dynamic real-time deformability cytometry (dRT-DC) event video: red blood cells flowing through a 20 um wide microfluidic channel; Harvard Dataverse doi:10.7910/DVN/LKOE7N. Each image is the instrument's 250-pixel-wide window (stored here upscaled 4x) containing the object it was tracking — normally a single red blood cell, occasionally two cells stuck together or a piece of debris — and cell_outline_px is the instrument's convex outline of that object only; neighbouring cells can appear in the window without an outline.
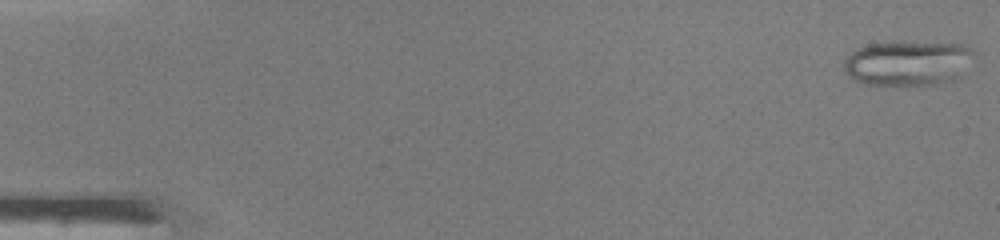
{"species": "common noctule bat (a hibernating species)", "species_latin": "Nyctalus noctula", "temperature_condition": "warm", "stored_images_in_passage": 26, "camera_frame_rate_fps": 3000, "um_per_image_px": 0.085, "animal": {"sex": "male", "body_mass_g": 19.0, "forearm_length_mm": 50.8}, "frame": {"image": 1, "passage_image": 1, "time_ms": 0.0, "image_size_px": [1000, 240], "cell_outline_px": [[976, 52], [960, 80], [940, 84], [868, 84], [856, 80], [848, 76], [844, 72], [844, 60], [856, 48], [868, 44], [960, 44], [972, 48]], "centroid_in_image_um": [77.22, 5.4], "position_along_channel_um": 7.8, "area_um2": 33.58}}
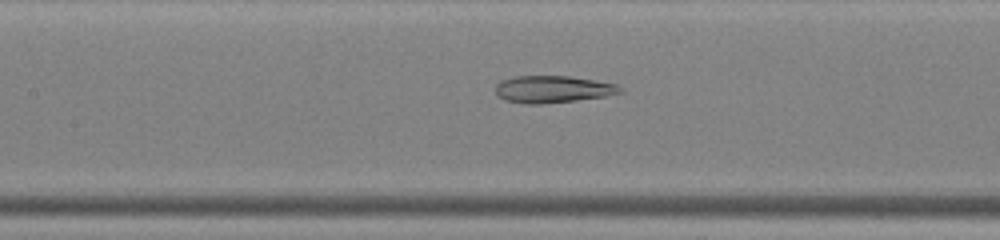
{"frame": {"image": 2, "passage_image": 22, "time_ms": 7.0, "image_size_px": [1000, 240], "cell_outline_px": [[624, 92], [604, 96], [576, 100], [544, 104], [524, 104], [504, 100], [496, 96], [496, 84], [500, 80], [516, 76], [568, 76], [596, 80], [616, 84]], "centroid_in_image_um": [46.93, 7.59], "position_along_channel_um": 160.5, "area_um2": 19.77}}
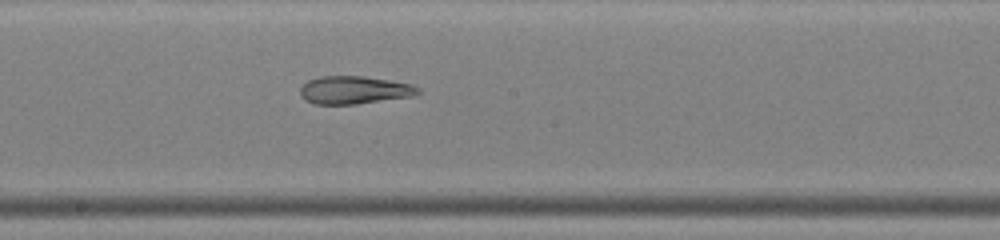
{"frame": {"image": 3, "passage_image": 26, "time_ms": 8.333, "image_size_px": [1000, 240], "cell_outline_px": [[420, 92], [412, 96], [356, 104], [316, 104], [304, 100], [300, 96], [300, 88], [308, 80], [320, 76], [364, 76], [412, 84], [420, 88]], "centroid_in_image_um": [30.09, 7.65], "position_along_channel_um": 218.1, "area_um2": 19.13}}